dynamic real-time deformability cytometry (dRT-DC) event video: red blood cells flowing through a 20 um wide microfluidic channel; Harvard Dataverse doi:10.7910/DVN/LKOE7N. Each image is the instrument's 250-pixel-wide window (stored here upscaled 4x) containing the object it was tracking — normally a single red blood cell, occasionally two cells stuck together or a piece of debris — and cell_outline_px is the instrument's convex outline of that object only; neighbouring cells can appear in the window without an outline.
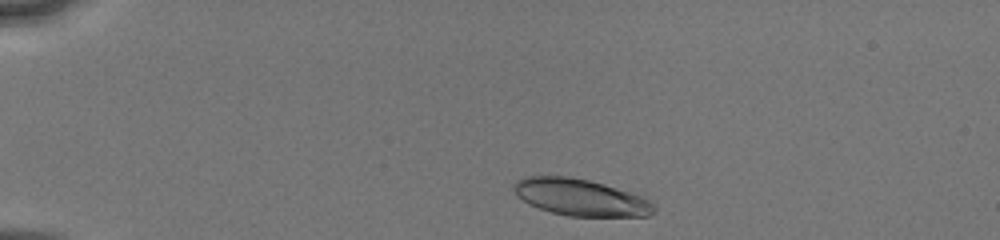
{"species": "human", "species_latin": "Homo sapiens", "temperature_condition": "cold", "stored_images_in_passage": 24, "camera_frame_rate_fps": 3000, "um_per_image_px": 0.085, "donor": {"sex": "male"}, "frame": {"image": 1, "passage_image": 1, "time_ms": 0.0, "image_size_px": [1000, 240], "cell_outline_px": [[656, 212], [648, 216], [568, 216], [552, 212], [528, 204], [516, 196], [512, 188], [512, 184], [516, 180], [524, 176], [568, 176], [588, 180], [604, 184], [644, 196], [656, 208]], "centroid_in_image_um": [49.32, 16.77], "position_along_channel_um": 35.7, "area_um2": 30.23}}
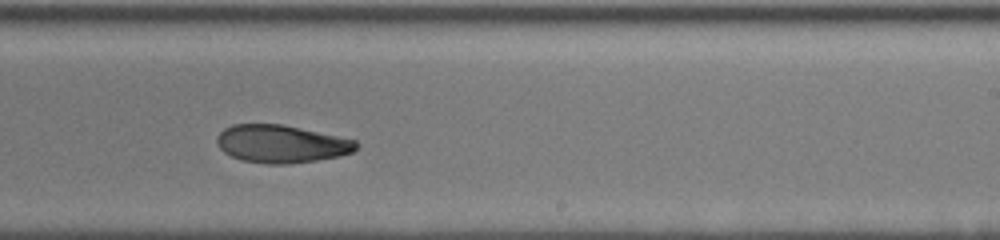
{"frame": {"image": 2, "passage_image": 14, "time_ms": 7.333, "image_size_px": [1000, 240], "cell_outline_px": [[360, 144], [352, 152], [340, 156], [316, 160], [288, 164], [264, 164], [240, 160], [224, 152], [216, 144], [216, 140], [220, 132], [224, 128], [232, 124], [280, 124], [300, 128], [356, 140]], "centroid_in_image_um": [23.89, 12.24], "position_along_channel_um": 265.1, "area_um2": 30.69}}
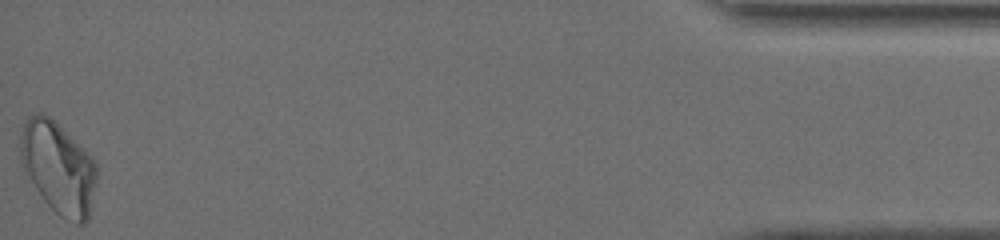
{"frame": {"image": 3, "passage_image": 24, "time_ms": 13.333, "image_size_px": [1000, 240], "cell_outline_px": [[96, 180], [88, 220], [84, 224], [76, 224], [60, 216], [44, 200], [24, 172], [20, 164], [20, 132], [28, 116], [36, 112], [40, 112], [56, 120], [96, 160]], "centroid_in_image_um": [4.94, 14.22], "position_along_channel_um": 430.3, "area_um2": 41.27}, "authors_computed_cell_mechanics": {"area_um2": 31.3565, "velocity_mm_per_s": 4.0615, "shape_relaxation_time_tau1_ms": 6.4952, "shape_relaxation_time_tau2_ms": 4.7795, "deformation_change_tau1": 0.1725, "deformation_change_tau2": 0.1114}}